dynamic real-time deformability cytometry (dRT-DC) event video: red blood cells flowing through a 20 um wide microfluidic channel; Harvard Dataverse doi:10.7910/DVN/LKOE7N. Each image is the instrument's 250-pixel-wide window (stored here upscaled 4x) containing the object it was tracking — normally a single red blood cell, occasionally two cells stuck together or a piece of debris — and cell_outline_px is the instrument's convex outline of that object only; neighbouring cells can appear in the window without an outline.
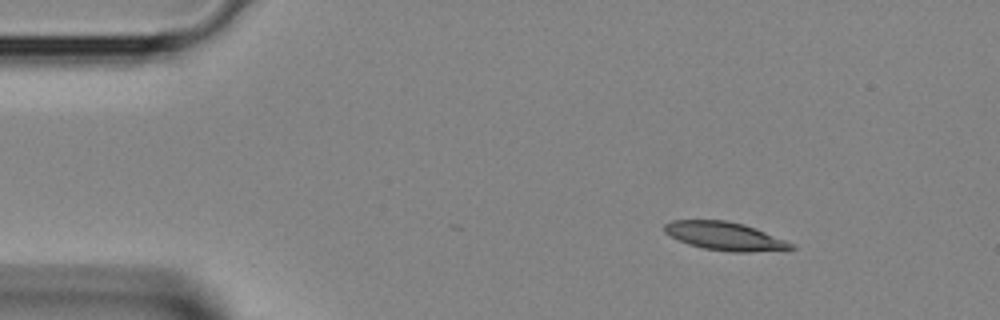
{"species": "Egyptian fruit bat (a non-hibernating species)", "species_latin": "Rousettus aegyptiacus", "temperature_condition": "room temperature", "stored_images_in_passage": 4, "camera_frame_rate_fps": 3000, "um_per_image_px": 0.085, "animal": {"sex": "female"}, "frame": {"image": 1, "passage_image": 1, "time_ms": 0.0, "image_size_px": [1000, 320], "cell_outline_px": [[796, 248], [748, 252], [732, 252], [704, 248], [688, 244], [664, 232], [664, 224], [672, 220], [724, 220], [744, 224], [756, 228], [796, 244]], "centroid_in_image_um": [61.63, 20.06], "position_along_channel_um": 23.4, "area_um2": 20.75}}
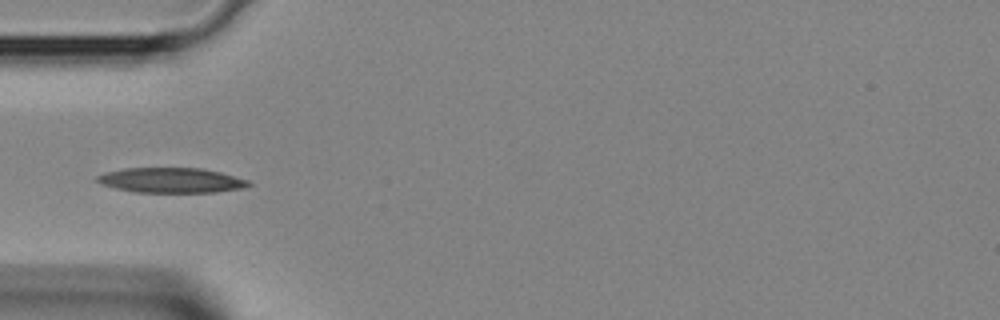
{"frame": {"image": 2, "passage_image": 3, "time_ms": 0.667, "image_size_px": [1000, 320], "cell_outline_px": [[252, 184], [244, 188], [216, 192], [132, 192], [100, 184], [96, 180], [96, 176], [104, 172], [124, 168], [204, 168], [220, 172], [248, 180]], "centroid_in_image_um": [14.53, 15.32], "position_along_channel_um": 70.5, "area_um2": 22.2}}